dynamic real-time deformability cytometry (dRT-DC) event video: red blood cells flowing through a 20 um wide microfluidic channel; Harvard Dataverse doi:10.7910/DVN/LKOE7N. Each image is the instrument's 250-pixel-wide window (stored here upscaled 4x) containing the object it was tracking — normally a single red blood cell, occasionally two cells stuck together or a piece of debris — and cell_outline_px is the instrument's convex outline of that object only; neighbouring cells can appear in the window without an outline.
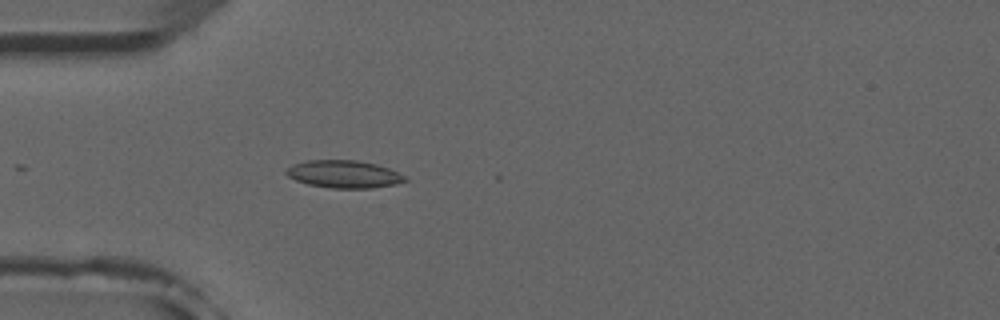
{"species": "common noctule bat (a hibernating species)", "species_latin": "Nyctalus noctula", "temperature_condition": "room temperature", "stored_images_in_passage": 3, "camera_frame_rate_fps": 3000, "um_per_image_px": 0.085, "animal": {"sex": "male", "forearm_length_mm": 52.5}, "frame": {"image": 1, "passage_image": 3, "time_ms": 2.667, "image_size_px": [1000, 320], "cell_outline_px": [[408, 180], [396, 184], [372, 188], [332, 188], [308, 184], [296, 180], [288, 176], [284, 172], [284, 168], [292, 164], [308, 160], [356, 160], [376, 164], [388, 168], [404, 176]], "centroid_in_image_um": [29.18, 14.8], "position_along_channel_um": 55.8, "area_um2": 19.07}}